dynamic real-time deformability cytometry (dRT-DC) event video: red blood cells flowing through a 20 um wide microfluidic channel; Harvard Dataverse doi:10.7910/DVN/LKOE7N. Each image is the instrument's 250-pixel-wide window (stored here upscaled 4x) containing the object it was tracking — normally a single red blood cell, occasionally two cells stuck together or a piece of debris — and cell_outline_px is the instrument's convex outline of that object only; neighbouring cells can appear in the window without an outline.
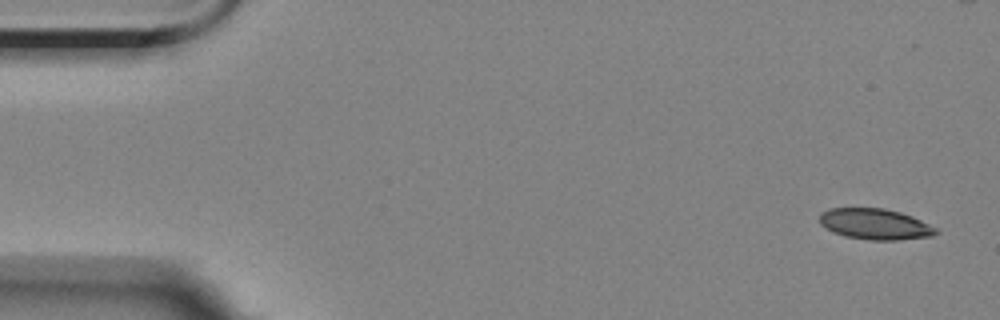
{"species": "Egyptian fruit bat (a non-hibernating species)", "species_latin": "Rousettus aegyptiacus", "temperature_condition": "room temperature", "stored_images_in_passage": 5, "camera_frame_rate_fps": 3000, "um_per_image_px": 0.085, "animal": {"sex": "female"}, "frame": {"image": 1, "passage_image": 1, "time_ms": 0.0, "image_size_px": [1000, 320], "cell_outline_px": [[940, 232], [932, 236], [896, 240], [868, 240], [844, 236], [832, 232], [820, 224], [820, 212], [828, 208], [884, 208], [900, 212], [912, 216], [936, 228]], "centroid_in_image_um": [74.36, 19.05], "position_along_channel_um": 10.6, "area_um2": 21.04}}